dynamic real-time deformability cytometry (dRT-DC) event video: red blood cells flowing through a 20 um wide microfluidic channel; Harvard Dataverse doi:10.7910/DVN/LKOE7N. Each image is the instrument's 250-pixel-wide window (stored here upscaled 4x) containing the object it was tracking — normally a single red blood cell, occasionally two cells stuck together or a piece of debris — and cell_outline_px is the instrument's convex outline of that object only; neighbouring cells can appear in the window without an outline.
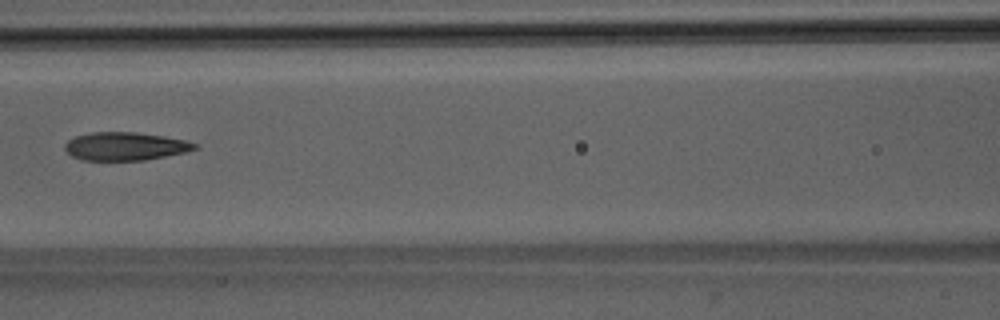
{"species": "Egyptian fruit bat (a non-hibernating species)", "species_latin": "Rousettus aegyptiacus", "temperature_condition": "room temperature", "stored_images_in_passage": 5, "camera_frame_rate_fps": 3000, "um_per_image_px": 0.085, "animal": {"sex": "male"}, "frame": {"image": 1, "passage_image": 4, "time_ms": 3.667, "image_size_px": [1000, 320], "cell_outline_px": [[200, 148], [184, 152], [144, 160], [80, 160], [72, 156], [64, 148], [64, 144], [68, 140], [76, 136], [92, 132], [136, 132], [184, 140], [196, 144]], "centroid_in_image_um": [10.6, 12.43], "position_along_channel_um": 156.0, "area_um2": 21.1}}